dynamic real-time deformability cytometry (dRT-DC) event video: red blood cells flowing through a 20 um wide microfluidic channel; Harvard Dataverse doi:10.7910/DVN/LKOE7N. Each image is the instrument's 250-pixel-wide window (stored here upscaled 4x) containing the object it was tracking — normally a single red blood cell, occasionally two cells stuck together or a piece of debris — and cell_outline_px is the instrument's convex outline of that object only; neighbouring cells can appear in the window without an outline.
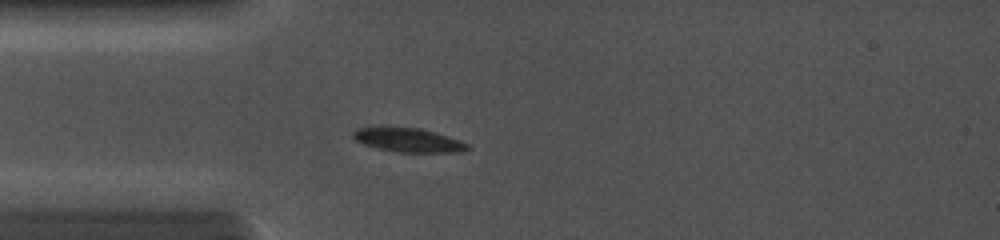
{"species": "common noctule bat (a hibernating species)", "species_latin": "Nyctalus noctula", "temperature_condition": "cold", "stored_images_in_passage": 10, "camera_frame_rate_fps": 5000, "um_per_image_px": 0.085, "animal": {"sex": "female", "body_mass_g": 19.0, "forearm_length_mm": 56.7}, "frame": {"image": 1, "passage_image": 5, "time_ms": 2.6, "image_size_px": [1000, 240], "cell_outline_px": [[472, 148], [460, 152], [396, 152], [376, 148], [364, 144], [356, 140], [352, 136], [352, 132], [356, 128], [384, 124], [420, 128], [436, 132], [460, 140], [468, 144]], "centroid_in_image_um": [34.64, 11.86], "position_along_channel_um": 50.4, "area_um2": 16.76}}
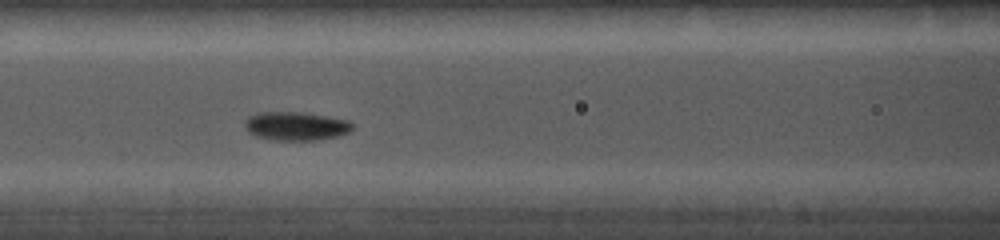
{"frame": {"image": 2, "passage_image": 9, "time_ms": 4.8, "image_size_px": [1000, 240], "cell_outline_px": [[352, 128], [348, 132], [336, 136], [316, 140], [276, 140], [256, 136], [248, 132], [244, 124], [244, 120], [248, 116], [256, 112], [304, 112], [348, 120], [352, 124]], "centroid_in_image_um": [25.1, 10.7], "position_along_channel_um": 141.5, "area_um2": 17.92}}